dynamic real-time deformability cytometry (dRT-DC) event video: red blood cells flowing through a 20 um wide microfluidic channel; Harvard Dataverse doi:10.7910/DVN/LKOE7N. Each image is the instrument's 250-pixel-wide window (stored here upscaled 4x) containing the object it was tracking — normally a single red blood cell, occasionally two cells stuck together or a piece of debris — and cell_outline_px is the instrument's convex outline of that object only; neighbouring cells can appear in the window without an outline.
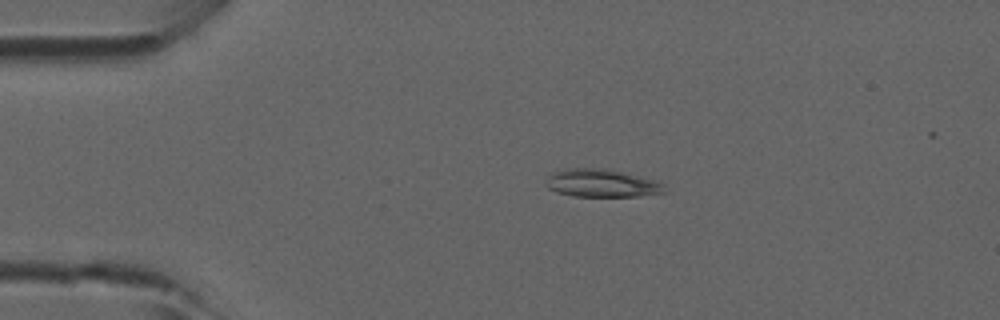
{"species": "common noctule bat (a hibernating species)", "species_latin": "Nyctalus noctula", "temperature_condition": "room temperature", "stored_images_in_passage": 4, "camera_frame_rate_fps": 3000, "um_per_image_px": 0.085, "animal": {"sex": "male", "forearm_length_mm": 52.5}, "frame": {"image": 1, "passage_image": 2, "time_ms": 0.333, "image_size_px": [1000, 320], "cell_outline_px": [[668, 192], [640, 196], [572, 196], [556, 192], [548, 188], [544, 184], [544, 180], [552, 172], [564, 168], [604, 168], [660, 180], [664, 184]], "centroid_in_image_um": [51.16, 15.56], "position_along_channel_um": 33.8, "area_um2": 19.77}}